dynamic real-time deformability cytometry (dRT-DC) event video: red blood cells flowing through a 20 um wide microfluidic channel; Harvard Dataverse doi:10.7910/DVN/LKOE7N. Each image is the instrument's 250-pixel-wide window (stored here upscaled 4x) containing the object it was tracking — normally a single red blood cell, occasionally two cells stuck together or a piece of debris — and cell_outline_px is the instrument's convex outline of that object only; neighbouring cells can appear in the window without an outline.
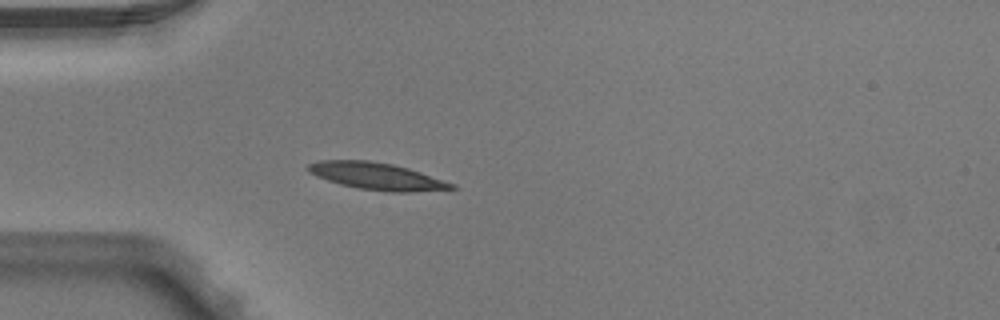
{"species": "Egyptian fruit bat (a non-hibernating species)", "species_latin": "Rousettus aegyptiacus", "temperature_condition": "warm", "stored_images_in_passage": 1, "camera_frame_rate_fps": 3000, "um_per_image_px": 0.085, "animal": {"sex": "male"}, "frame": {"image": 1, "passage_image": 1, "time_ms": 0.0, "image_size_px": [1000, 320], "cell_outline_px": [[460, 188], [412, 192], [388, 192], [360, 188], [340, 184], [316, 176], [308, 172], [304, 168], [308, 164], [320, 160], [368, 160], [392, 164], [408, 168], [456, 184]], "centroid_in_image_um": [32.03, 14.97], "position_along_channel_um": 53.0, "area_um2": 22.66}}